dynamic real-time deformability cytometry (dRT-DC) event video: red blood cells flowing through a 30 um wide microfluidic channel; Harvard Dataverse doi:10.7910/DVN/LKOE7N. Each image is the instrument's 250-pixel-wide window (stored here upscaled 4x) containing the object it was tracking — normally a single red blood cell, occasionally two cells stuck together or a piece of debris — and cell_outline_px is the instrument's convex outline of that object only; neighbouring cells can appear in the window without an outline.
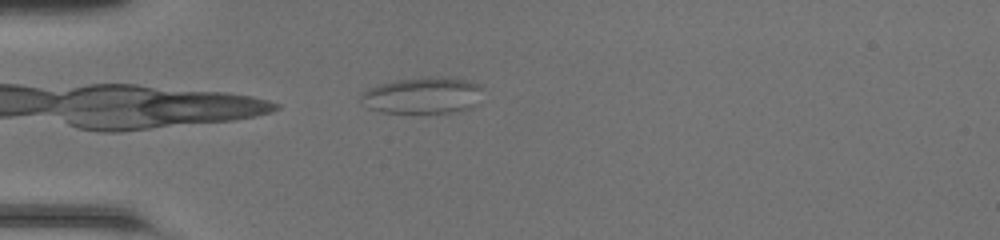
{"species": "common noctule bat (a hibernating species)", "species_latin": "Nyctalus noctula", "temperature_condition": "room temperature", "stored_images_in_passage": 36, "camera_frame_rate_fps": 3000, "um_per_image_px": 0.085, "animal": {"sex": "female", "body_mass_g": 20.0, "forearm_length_mm": 54.0}, "frame": {"image": 1, "passage_image": 1, "time_ms": 0.0, "image_size_px": [1000, 240], "cell_outline_px": [[484, 88], [476, 104], [472, 108], [460, 112], [380, 112], [368, 108], [360, 100], [360, 92], [368, 88], [380, 84], [396, 80], [424, 76], [444, 76], [472, 80], [480, 84]], "centroid_in_image_um": [35.97, 8.08], "position_along_channel_um": 49.0, "area_um2": 26.53}}
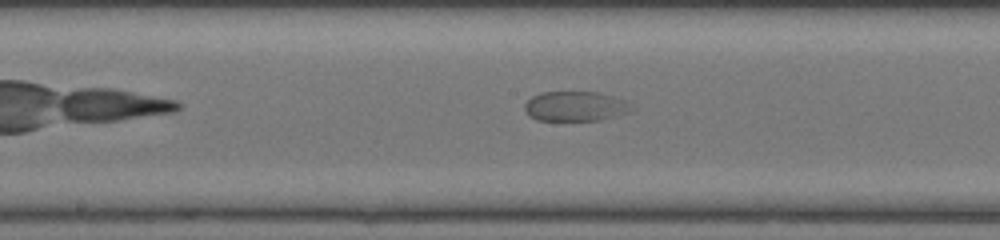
{"frame": {"image": 2, "passage_image": 13, "time_ms": 4.0, "image_size_px": [1000, 240], "cell_outline_px": [[636, 108], [632, 112], [600, 120], [536, 120], [528, 116], [524, 108], [524, 104], [532, 96], [540, 92], [600, 92], [628, 100]], "centroid_in_image_um": [48.97, 9.03], "position_along_channel_um": 199.2, "area_um2": 19.02}}
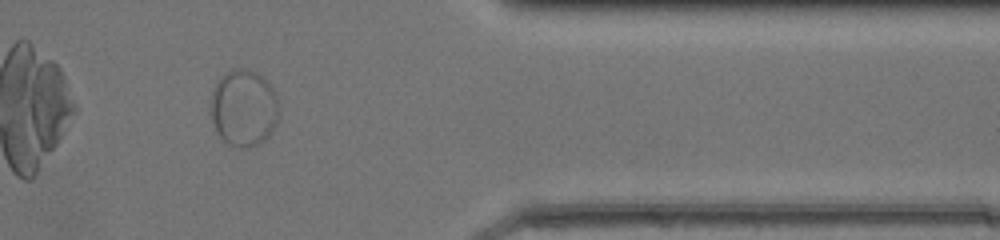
{"frame": {"image": 3, "passage_image": 28, "time_ms": 9.0, "image_size_px": [1000, 240], "cell_outline_px": [[280, 112], [276, 124], [268, 136], [260, 144], [248, 148], [240, 148], [228, 144], [216, 132], [208, 112], [212, 92], [216, 80], [220, 76], [232, 68], [248, 68], [256, 72], [272, 88], [280, 104]], "centroid_in_image_um": [20.69, 9.18], "position_along_channel_um": 390.7, "area_um2": 31.27}}